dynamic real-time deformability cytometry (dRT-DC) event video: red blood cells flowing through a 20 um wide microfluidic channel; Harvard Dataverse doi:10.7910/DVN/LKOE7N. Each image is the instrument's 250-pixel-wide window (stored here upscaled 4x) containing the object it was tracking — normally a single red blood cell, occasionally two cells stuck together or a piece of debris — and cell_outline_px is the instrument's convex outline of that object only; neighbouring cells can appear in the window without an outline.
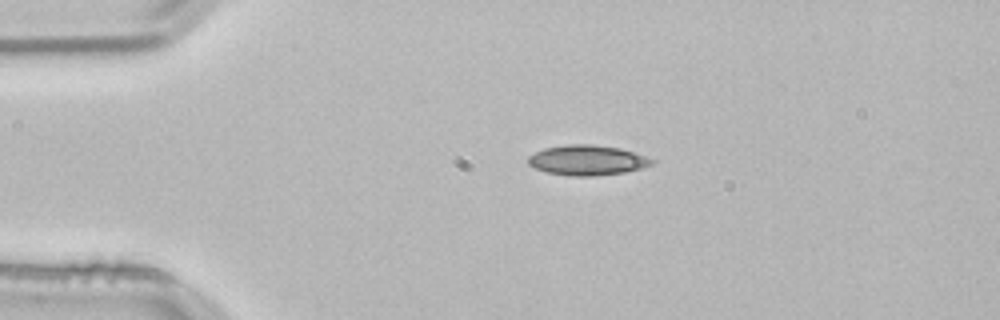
{"species": "common noctule bat (a hibernating species)", "species_latin": "Nyctalus noctula", "temperature_condition": "room temperature", "stored_images_in_passage": 1, "camera_frame_rate_fps": 3000, "um_per_image_px": 0.085, "animal": {"sex": "male", "body_mass_g": 21.5, "forearm_length_mm": 52.0}, "frame": {"image": 1, "passage_image": 1, "time_ms": 0.0, "image_size_px": [1000, 320], "cell_outline_px": [[656, 164], [624, 172], [596, 176], [572, 176], [548, 172], [536, 168], [528, 164], [528, 156], [544, 148], [568, 144], [592, 144], [620, 148], [656, 160]], "centroid_in_image_um": [49.93, 13.61], "position_along_channel_um": 35.1, "area_um2": 21.62}}